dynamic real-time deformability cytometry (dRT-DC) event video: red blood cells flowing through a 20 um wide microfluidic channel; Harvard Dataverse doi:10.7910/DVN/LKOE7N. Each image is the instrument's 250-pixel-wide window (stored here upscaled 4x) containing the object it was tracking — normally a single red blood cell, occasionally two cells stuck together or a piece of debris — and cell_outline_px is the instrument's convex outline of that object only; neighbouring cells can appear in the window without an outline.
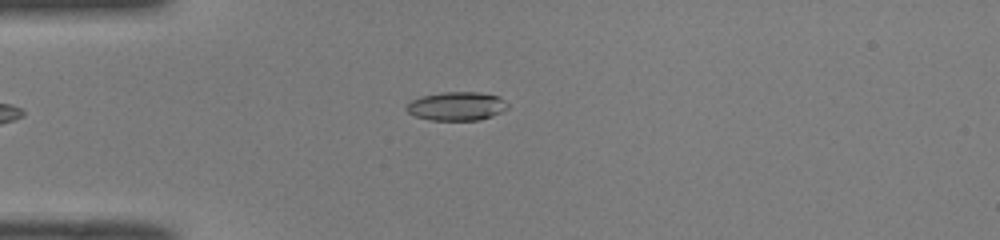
{"species": "common noctule bat (a hibernating species)", "species_latin": "Nyctalus noctula", "temperature_condition": "room temperature", "stored_images_in_passage": 39, "camera_frame_rate_fps": 3000, "um_per_image_px": 0.085, "animal": {"sex": "male", "body_mass_g": 19.0, "forearm_length_mm": 50.8}, "frame": {"image": 1, "passage_image": 3, "time_ms": 0.667, "image_size_px": [1000, 240], "cell_outline_px": [[508, 108], [492, 116], [480, 120], [428, 120], [416, 116], [408, 112], [404, 108], [412, 100], [424, 96], [444, 92], [476, 92], [500, 96], [508, 104]], "centroid_in_image_um": [38.83, 9.03], "position_along_channel_um": 46.2, "area_um2": 16.82}}
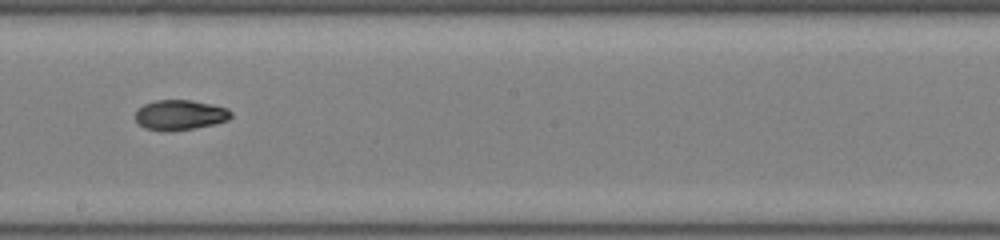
{"frame": {"image": 2, "passage_image": 18, "time_ms": 5.667, "image_size_px": [1000, 240], "cell_outline_px": [[232, 116], [228, 120], [216, 124], [196, 128], [168, 132], [164, 132], [144, 128], [136, 120], [136, 112], [144, 104], [156, 100], [192, 100], [212, 104], [228, 108], [232, 112]], "centroid_in_image_um": [15.34, 9.78], "position_along_channel_um": 232.9, "area_um2": 16.99}}
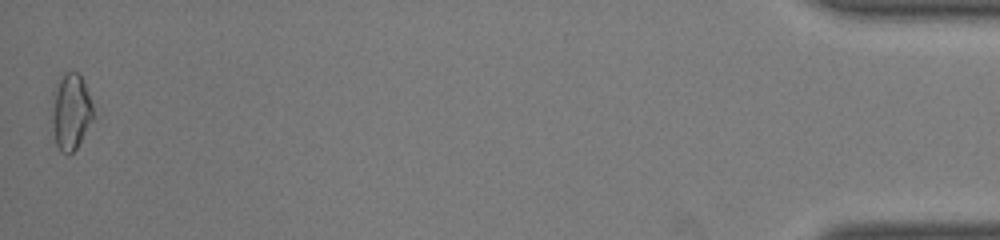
{"frame": {"image": 3, "passage_image": 39, "time_ms": 12.667, "image_size_px": [1000, 240], "cell_outline_px": [[92, 120], [76, 148], [68, 156], [60, 152], [56, 144], [52, 128], [52, 92], [64, 72], [76, 72], [80, 76], [84, 84], [92, 104]], "centroid_in_image_um": [5.98, 9.52], "position_along_channel_um": 429.2, "area_um2": 18.15}, "authors_computed_cell_mechanics": {"area_um2": 16.9354, "velocity_mm_per_s": 4.1151, "shape_relaxation_time_tau1_ms": 8.8746, "shape_relaxation_time_tau2_ms": 3.8583, "deformation_change_tau1": 0.204, "deformation_change_tau2": 0.0698}}